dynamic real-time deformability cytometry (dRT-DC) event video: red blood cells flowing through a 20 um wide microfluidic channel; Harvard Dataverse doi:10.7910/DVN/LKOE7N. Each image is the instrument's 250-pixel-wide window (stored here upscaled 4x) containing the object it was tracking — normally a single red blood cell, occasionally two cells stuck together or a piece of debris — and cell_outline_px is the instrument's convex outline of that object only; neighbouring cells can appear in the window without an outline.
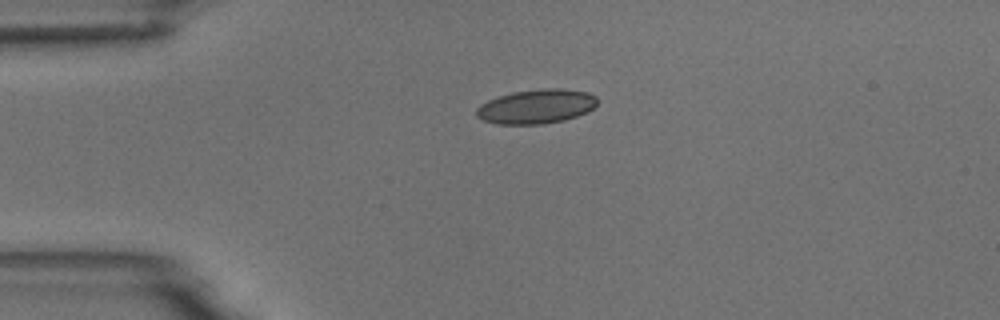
{"species": "common noctule bat (a hibernating species)", "species_latin": "Nyctalus noctula", "temperature_condition": "room temperature", "stored_images_in_passage": 2, "camera_frame_rate_fps": 3000, "um_per_image_px": 0.085, "animal": {"sex": "male", "body_mass_g": 18.8}, "frame": {"image": 1, "passage_image": 1, "time_ms": 0.0, "image_size_px": [1000, 320], "cell_outline_px": [[596, 104], [588, 112], [564, 120], [544, 124], [496, 124], [484, 120], [476, 116], [476, 108], [480, 104], [488, 100], [512, 92], [544, 88], [560, 88], [588, 92], [596, 96]], "centroid_in_image_um": [45.58, 9.05], "position_along_channel_um": 39.4, "area_um2": 24.16}}